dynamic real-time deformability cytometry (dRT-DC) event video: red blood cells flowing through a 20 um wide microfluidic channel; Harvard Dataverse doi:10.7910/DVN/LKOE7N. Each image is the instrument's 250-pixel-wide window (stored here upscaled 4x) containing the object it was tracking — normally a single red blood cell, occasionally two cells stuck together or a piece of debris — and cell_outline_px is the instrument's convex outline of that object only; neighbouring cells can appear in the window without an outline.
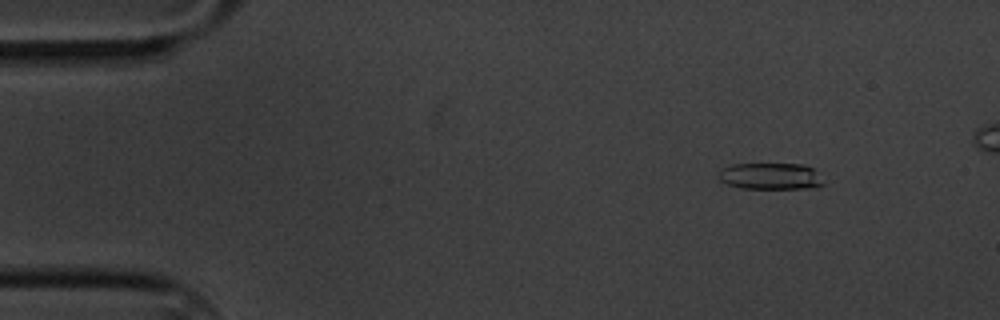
{"species": "common noctule bat (a hibernating species)", "species_latin": "Nyctalus noctula", "temperature_condition": "cold", "stored_images_in_passage": 6, "camera_frame_rate_fps": 3000, "um_per_image_px": 0.085, "animal": {"sex": "male", "body_mass_g": 20.1, "forearm_length_mm": 53.5}, "frame": {"image": 1, "passage_image": 2, "time_ms": 1.0, "image_size_px": [1000, 320], "cell_outline_px": [[824, 184], [816, 188], [740, 188], [728, 184], [720, 180], [720, 168], [732, 164], [804, 164], [812, 168]], "centroid_in_image_um": [65.48, 14.97], "position_along_channel_um": 19.5, "area_um2": 16.07}}